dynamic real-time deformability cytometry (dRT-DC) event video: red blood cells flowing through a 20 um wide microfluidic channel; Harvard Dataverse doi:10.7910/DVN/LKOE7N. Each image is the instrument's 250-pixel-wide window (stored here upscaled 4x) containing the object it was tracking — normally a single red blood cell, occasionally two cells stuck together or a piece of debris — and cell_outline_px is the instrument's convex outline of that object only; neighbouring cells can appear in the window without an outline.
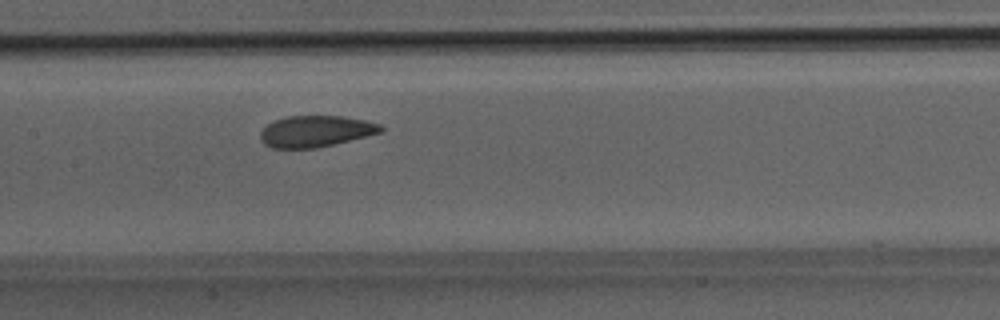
{"species": "Egyptian fruit bat (a non-hibernating species)", "species_latin": "Rousettus aegyptiacus", "temperature_condition": "room temperature", "stored_images_in_passage": 24, "camera_frame_rate_fps": 3000, "um_per_image_px": 0.085, "animal": {"sex": "male"}, "frame": {"image": 1, "passage_image": 8, "time_ms": 2.333, "image_size_px": [1000, 320], "cell_outline_px": [[384, 128], [380, 132], [316, 148], [272, 148], [264, 144], [260, 140], [260, 132], [268, 124], [284, 116], [344, 116], [364, 120], [380, 124]], "centroid_in_image_um": [26.78, 11.15], "position_along_channel_um": 180.6, "area_um2": 21.73}}
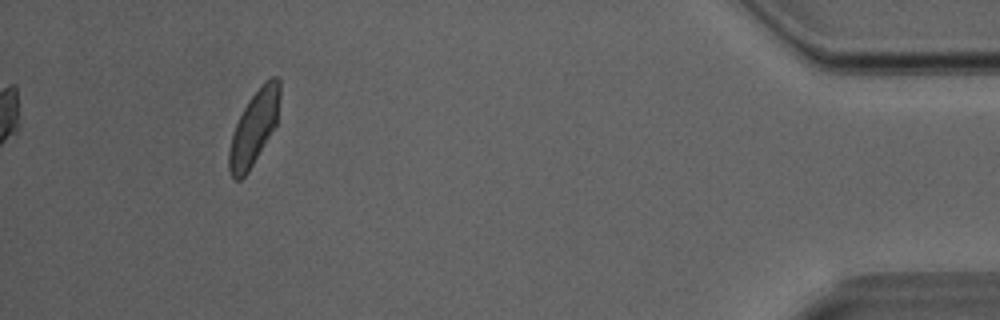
{"frame": {"image": 2, "passage_image": 24, "time_ms": 7.667, "image_size_px": [1000, 320], "cell_outline_px": [[280, 96], [276, 128], [248, 172], [240, 180], [236, 180], [228, 172], [228, 152], [232, 136], [236, 124], [248, 100], [272, 76], [276, 76], [280, 80]], "centroid_in_image_um": [21.6, 10.91], "position_along_channel_um": 413.6, "area_um2": 21.79}}